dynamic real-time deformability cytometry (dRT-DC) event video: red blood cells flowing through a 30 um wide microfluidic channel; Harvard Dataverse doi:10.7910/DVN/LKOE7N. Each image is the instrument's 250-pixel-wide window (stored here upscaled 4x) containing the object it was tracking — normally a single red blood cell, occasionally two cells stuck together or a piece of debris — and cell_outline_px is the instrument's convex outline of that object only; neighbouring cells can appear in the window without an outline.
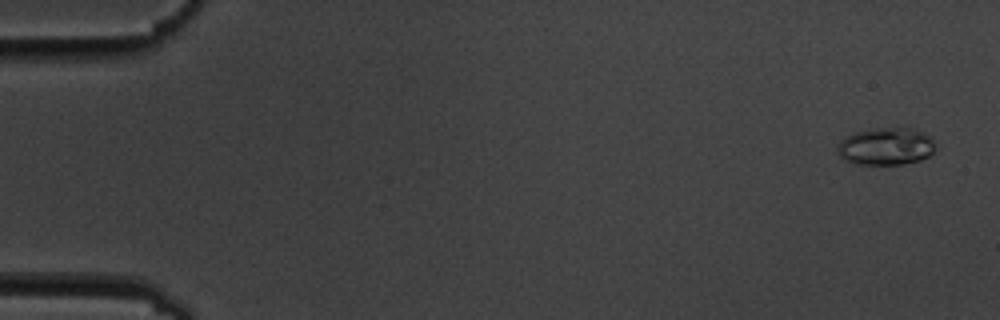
{"species": "common noctule bat (a hibernating species)", "species_latin": "Nyctalus noctula", "temperature_condition": "cold", "stored_images_in_passage": 8, "camera_frame_rate_fps": 3000, "um_per_image_px": 0.085, "animal": {"sex": "male", "body_mass_g": 19.5, "forearm_length_mm": 54.6}, "frame": {"image": 1, "passage_image": 1, "time_ms": 0.0, "image_size_px": [1000, 320], "cell_outline_px": [[936, 148], [928, 156], [920, 160], [904, 164], [852, 164], [840, 156], [836, 152], [836, 144], [840, 140], [856, 132], [876, 128], [912, 128], [932, 136], [936, 144]], "centroid_in_image_um": [75.31, 12.44], "position_along_channel_um": 9.7, "area_um2": 21.56}}
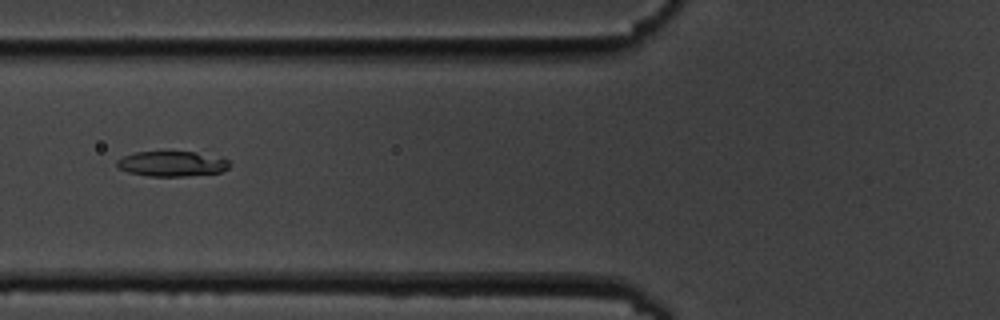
{"frame": {"image": 2, "passage_image": 7, "time_ms": 6.667, "image_size_px": [1000, 320], "cell_outline_px": [[232, 164], [228, 168], [220, 172], [188, 176], [148, 176], [128, 172], [120, 168], [116, 164], [116, 160], [124, 156], [136, 152], [164, 148], [196, 152], [224, 156]], "centroid_in_image_um": [14.66, 13.86], "position_along_channel_um": 111.1, "area_um2": 17.57}}
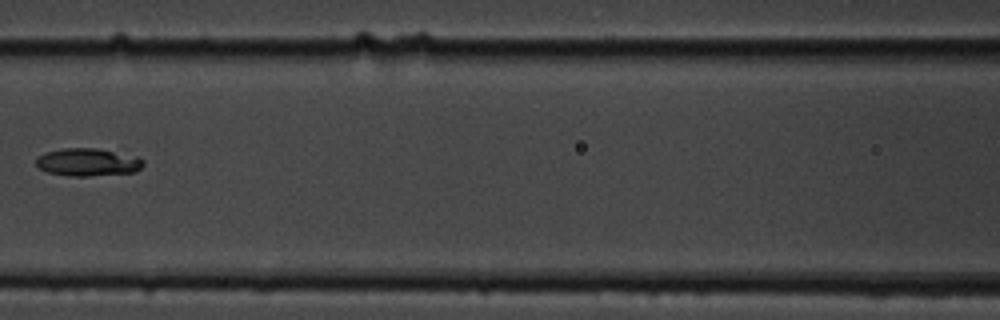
{"frame": {"image": 3, "passage_image": 8, "time_ms": 8.0, "image_size_px": [1000, 320], "cell_outline_px": [[144, 164], [136, 172], [88, 176], [72, 176], [48, 172], [40, 168], [36, 164], [36, 160], [44, 152], [64, 148], [96, 148], [140, 156], [144, 160]], "centroid_in_image_um": [7.52, 13.78], "position_along_channel_um": 159.1, "area_um2": 17.4}}